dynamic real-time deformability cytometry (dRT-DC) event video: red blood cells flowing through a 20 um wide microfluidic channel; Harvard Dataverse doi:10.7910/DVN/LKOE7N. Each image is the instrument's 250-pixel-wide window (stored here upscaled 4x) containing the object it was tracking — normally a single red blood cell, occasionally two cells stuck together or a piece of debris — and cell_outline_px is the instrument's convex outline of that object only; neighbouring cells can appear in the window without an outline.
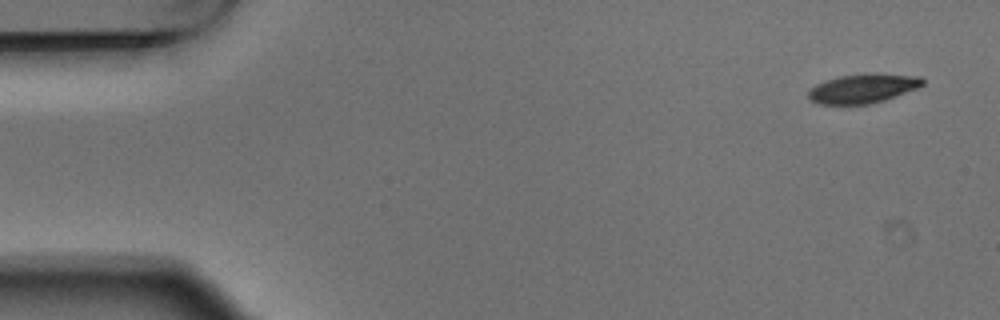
{"species": "Egyptian fruit bat (a non-hibernating species)", "species_latin": "Rousettus aegyptiacus", "temperature_condition": "warm", "stored_images_in_passage": 6, "camera_frame_rate_fps": 3000, "um_per_image_px": 0.085, "animal": {"sex": "male"}, "frame": {"image": 1, "passage_image": 1, "time_ms": 0.0, "image_size_px": [1000, 320], "cell_outline_px": [[924, 84], [916, 88], [884, 100], [872, 104], [816, 104], [808, 100], [808, 92], [816, 84], [840, 76], [920, 76], [924, 80]], "centroid_in_image_um": [73.26, 7.58], "position_along_channel_um": 11.7, "area_um2": 18.38}}
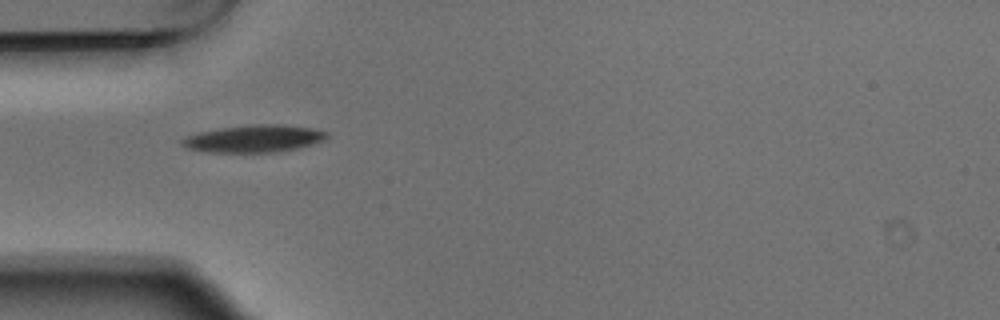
{"frame": {"image": 2, "passage_image": 5, "time_ms": 1.333, "image_size_px": [1000, 320], "cell_outline_px": [[328, 136], [324, 140], [312, 144], [296, 148], [276, 152], [204, 152], [188, 148], [180, 144], [180, 140], [196, 132], [220, 128], [252, 124], [280, 124], [308, 128], [328, 132]], "centroid_in_image_um": [21.54, 11.78], "position_along_channel_um": 63.5, "area_um2": 22.95}}
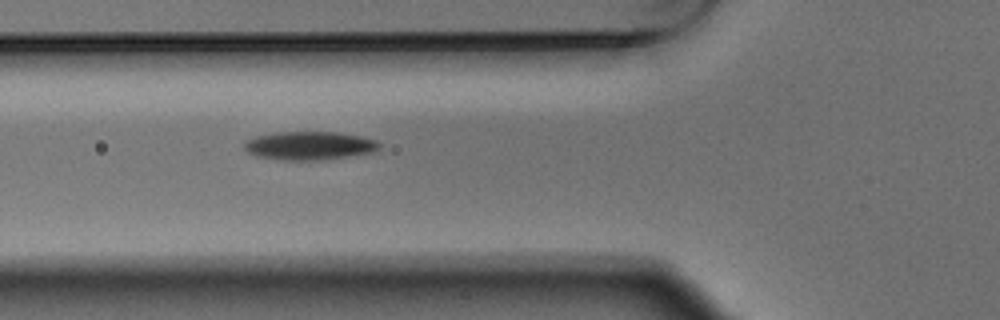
{"frame": {"image": 3, "passage_image": 6, "time_ms": 1.667, "image_size_px": [1000, 320], "cell_outline_px": [[380, 148], [376, 152], [328, 160], [280, 160], [256, 156], [248, 152], [244, 148], [244, 140], [256, 136], [276, 132], [336, 132], [360, 136], [376, 140], [380, 144]], "centroid_in_image_um": [26.32, 12.39], "position_along_channel_um": 99.5, "area_um2": 22.72}}